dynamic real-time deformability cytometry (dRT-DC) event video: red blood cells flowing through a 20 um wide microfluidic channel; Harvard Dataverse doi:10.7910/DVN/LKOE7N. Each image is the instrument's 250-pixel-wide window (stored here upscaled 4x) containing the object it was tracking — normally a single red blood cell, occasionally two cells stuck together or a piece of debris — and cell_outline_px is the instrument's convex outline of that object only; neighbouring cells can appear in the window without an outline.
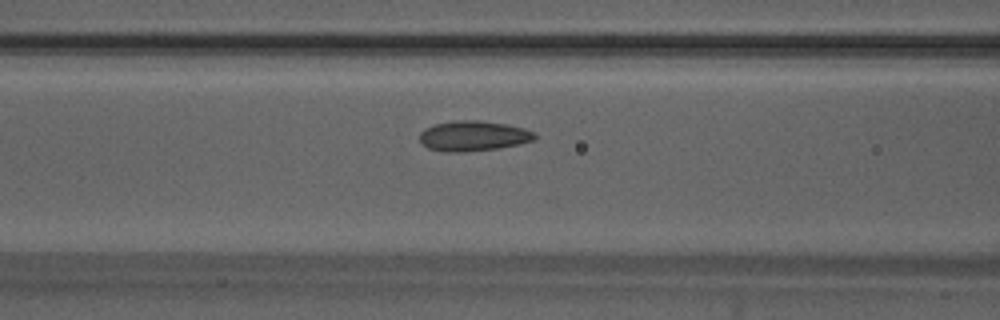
{"species": "Egyptian fruit bat (a non-hibernating species)", "species_latin": "Rousettus aegyptiacus", "temperature_condition": "warm", "stored_images_in_passage": 18, "camera_frame_rate_fps": 3000, "um_per_image_px": 0.085, "animal": {"sex": "male"}, "frame": {"image": 1, "passage_image": 12, "time_ms": 3.667, "image_size_px": [1000, 320], "cell_outline_px": [[536, 140], [500, 148], [464, 152], [448, 152], [428, 148], [420, 140], [420, 132], [424, 128], [432, 124], [452, 120], [480, 120], [504, 124], [524, 128], [536, 132]], "centroid_in_image_um": [40.23, 11.54], "position_along_channel_um": 126.4, "area_um2": 20.46}}